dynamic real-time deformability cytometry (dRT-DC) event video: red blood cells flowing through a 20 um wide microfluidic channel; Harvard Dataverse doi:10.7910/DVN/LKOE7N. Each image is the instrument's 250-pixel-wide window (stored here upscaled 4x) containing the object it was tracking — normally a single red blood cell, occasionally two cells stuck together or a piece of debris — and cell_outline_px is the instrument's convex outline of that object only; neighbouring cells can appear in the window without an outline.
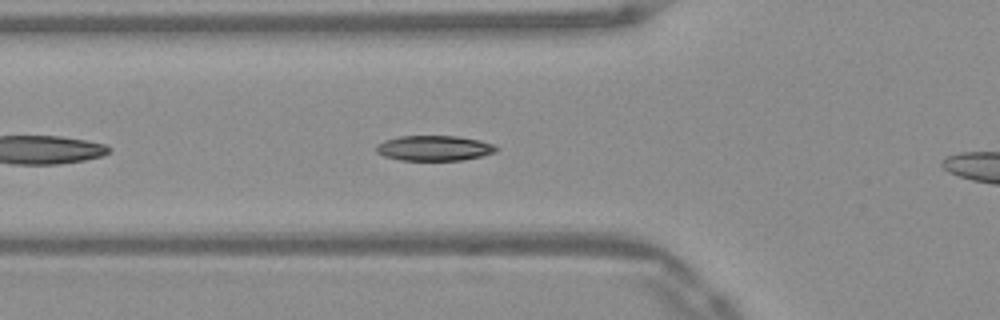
{"species": "Egyptian fruit bat (a non-hibernating species)", "species_latin": "Rousettus aegyptiacus", "temperature_condition": "warm", "stored_images_in_passage": 4, "camera_frame_rate_fps": 3000, "um_per_image_px": 0.085, "frame": {"image": 1, "passage_image": 3, "time_ms": 0.667, "image_size_px": [1000, 320], "cell_outline_px": [[500, 148], [496, 152], [464, 160], [400, 160], [384, 156], [376, 152], [376, 144], [384, 140], [400, 136], [456, 136], [480, 140], [492, 144]], "centroid_in_image_um": [36.9, 12.59], "position_along_channel_um": 88.9, "area_um2": 17.69}}